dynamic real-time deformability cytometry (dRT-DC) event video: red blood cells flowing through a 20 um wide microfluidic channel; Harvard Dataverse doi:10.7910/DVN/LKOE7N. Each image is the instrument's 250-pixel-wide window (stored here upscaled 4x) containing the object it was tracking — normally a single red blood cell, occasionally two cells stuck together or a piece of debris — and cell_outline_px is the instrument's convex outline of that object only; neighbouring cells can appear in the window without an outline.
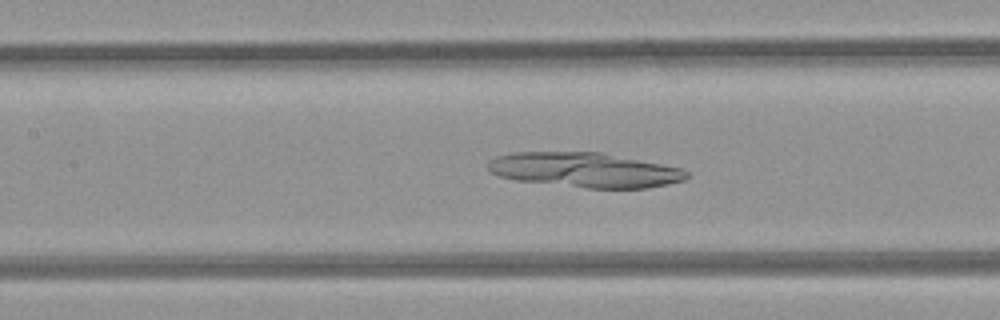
{"species": "common noctule bat (a hibernating species)", "species_latin": "Nyctalus noctula", "temperature_condition": "room temperature", "stored_images_in_passage": 31, "camera_frame_rate_fps": 3000, "um_per_image_px": 0.085, "animal": {"sex": "female", "body_mass_g": 21.9}, "frame": {"image": 1, "passage_image": 13, "time_ms": 4.0, "image_size_px": [1000, 320], "cell_outline_px": [[688, 176], [684, 180], [668, 184], [648, 188], [584, 188], [516, 180], [500, 176], [488, 172], [488, 160], [496, 156], [512, 152], [600, 152], [680, 168], [688, 172]], "centroid_in_image_um": [49.65, 14.45], "position_along_channel_um": 157.7, "area_um2": 40.17}}
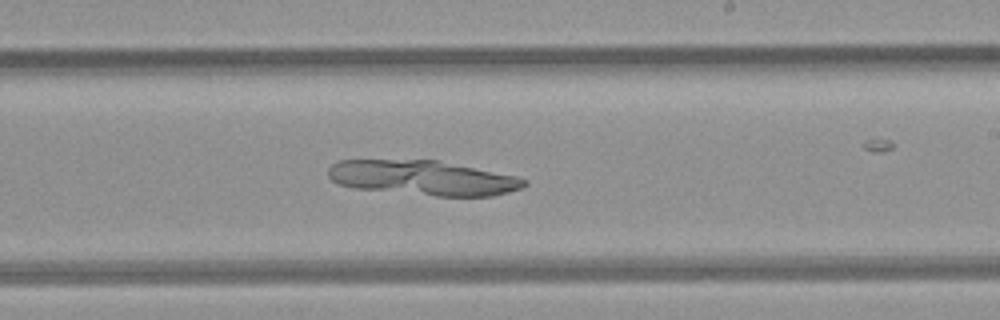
{"frame": {"image": 2, "passage_image": 20, "time_ms": 6.333, "image_size_px": [1000, 320], "cell_outline_px": [[528, 184], [520, 188], [508, 192], [492, 196], [436, 196], [352, 188], [340, 184], [332, 180], [328, 176], [328, 168], [332, 164], [340, 160], [436, 160], [516, 176], [528, 180]], "centroid_in_image_um": [35.94, 15.12], "position_along_channel_um": 253.1, "area_um2": 39.59}}
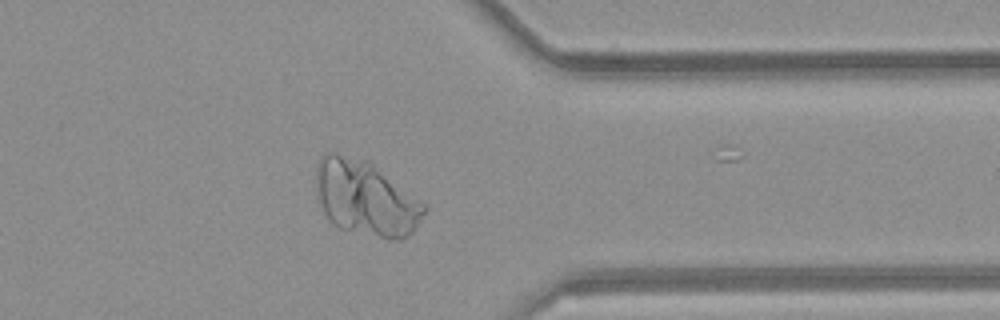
{"frame": {"image": 3, "passage_image": 30, "time_ms": 9.667, "image_size_px": [1000, 320], "cell_outline_px": [[428, 208], [416, 228], [408, 236], [400, 240], [388, 240], [340, 228], [332, 224], [328, 220], [324, 212], [316, 192], [316, 168], [324, 152], [336, 152], [368, 160], [424, 204]], "centroid_in_image_um": [31.07, 16.86], "position_along_channel_um": 380.3, "area_um2": 47.34}}